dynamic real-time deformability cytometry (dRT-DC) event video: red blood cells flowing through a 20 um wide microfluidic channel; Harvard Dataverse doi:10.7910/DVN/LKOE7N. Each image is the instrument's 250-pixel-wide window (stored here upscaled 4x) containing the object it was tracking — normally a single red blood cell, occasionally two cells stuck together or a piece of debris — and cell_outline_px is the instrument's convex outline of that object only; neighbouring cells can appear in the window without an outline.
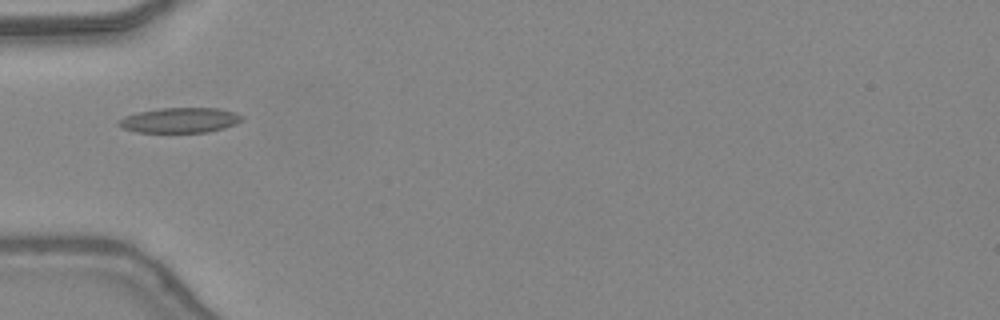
{"species": "common noctule bat (a hibernating species)", "species_latin": "Nyctalus noctula", "temperature_condition": "warm", "stored_images_in_passage": 6, "camera_frame_rate_fps": 3000, "um_per_image_px": 0.085, "animal": {"sex": "female", "body_mass_g": 24.6, "forearm_length_mm": 56.2}, "frame": {"image": 1, "passage_image": 1, "time_ms": 0.0, "image_size_px": [1000, 320], "cell_outline_px": [[244, 116], [236, 124], [224, 128], [208, 132], [136, 132], [124, 128], [116, 124], [124, 116], [140, 112], [160, 108], [216, 108], [236, 112]], "centroid_in_image_um": [15.31, 10.22], "position_along_channel_um": 69.7, "area_um2": 17.92}}
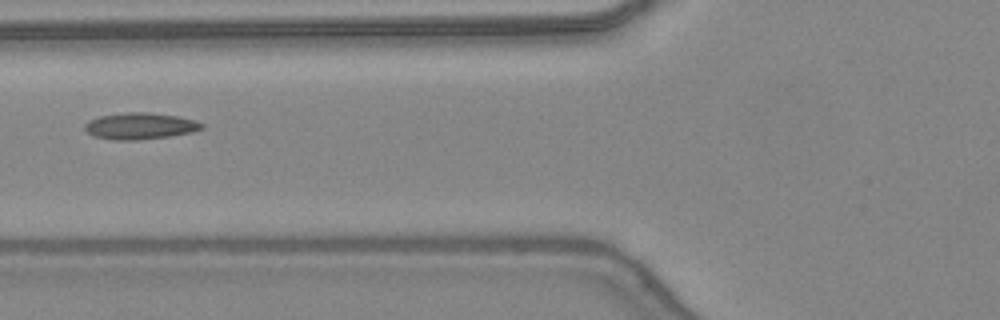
{"frame": {"image": 2, "passage_image": 4, "time_ms": 1.0, "image_size_px": [1000, 320], "cell_outline_px": [[204, 128], [192, 132], [168, 136], [136, 140], [112, 140], [92, 136], [84, 128], [84, 124], [88, 120], [100, 116], [124, 112], [148, 112], [176, 116], [196, 120], [204, 124]], "centroid_in_image_um": [11.88, 10.71], "position_along_channel_um": 113.9, "area_um2": 18.15}}